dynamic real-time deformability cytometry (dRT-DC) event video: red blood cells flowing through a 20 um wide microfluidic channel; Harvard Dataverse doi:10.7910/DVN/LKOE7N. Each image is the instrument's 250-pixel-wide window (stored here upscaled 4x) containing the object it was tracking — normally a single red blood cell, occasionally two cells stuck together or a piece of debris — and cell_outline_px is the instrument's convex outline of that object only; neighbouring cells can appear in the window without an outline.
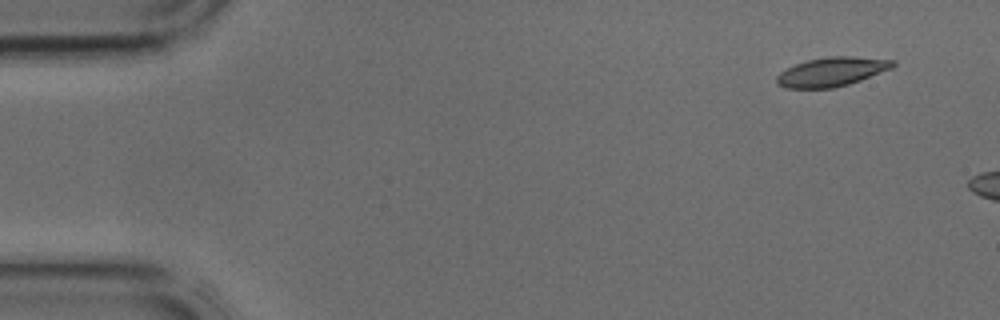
{"species": "common noctule bat (a hibernating species)", "species_latin": "Nyctalus noctula", "temperature_condition": "cold", "stored_images_in_passage": 8, "camera_frame_rate_fps": 3000, "um_per_image_px": 0.085, "animal": {"sex": "male", "body_mass_g": 17.9, "forearm_length_mm": 54.2}, "frame": {"image": 1, "passage_image": 1, "time_ms": 0.0, "image_size_px": [1000, 320], "cell_outline_px": [[896, 64], [892, 68], [860, 80], [848, 84], [832, 88], [784, 88], [776, 84], [776, 76], [780, 72], [796, 64], [808, 60], [828, 56], [852, 56], [896, 60]], "centroid_in_image_um": [70.69, 6.1], "position_along_channel_um": 14.3, "area_um2": 19.65}}